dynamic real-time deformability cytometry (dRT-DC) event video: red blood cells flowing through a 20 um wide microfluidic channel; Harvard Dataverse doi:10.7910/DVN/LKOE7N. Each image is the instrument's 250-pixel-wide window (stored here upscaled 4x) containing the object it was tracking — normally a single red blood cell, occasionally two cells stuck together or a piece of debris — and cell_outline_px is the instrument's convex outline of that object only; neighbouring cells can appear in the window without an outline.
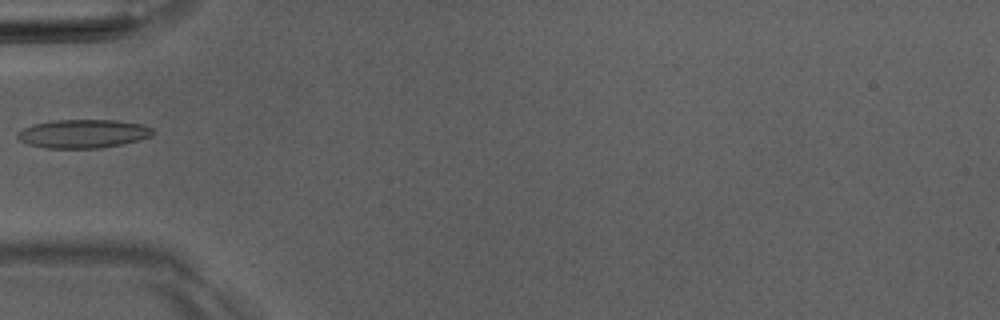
{"species": "Egyptian fruit bat (a non-hibernating species)", "species_latin": "Rousettus aegyptiacus", "temperature_condition": "room temperature", "stored_images_in_passage": 5, "camera_frame_rate_fps": 3000, "um_per_image_px": 0.085, "animal": {"sex": "male"}, "frame": {"image": 1, "passage_image": 5, "time_ms": 5.333, "image_size_px": [1000, 320], "cell_outline_px": [[152, 136], [120, 144], [100, 148], [44, 148], [28, 144], [20, 140], [16, 136], [16, 132], [32, 124], [56, 120], [116, 120], [144, 124], [152, 128]], "centroid_in_image_um": [7.03, 11.36], "position_along_channel_um": 78.0, "area_um2": 22.48}}